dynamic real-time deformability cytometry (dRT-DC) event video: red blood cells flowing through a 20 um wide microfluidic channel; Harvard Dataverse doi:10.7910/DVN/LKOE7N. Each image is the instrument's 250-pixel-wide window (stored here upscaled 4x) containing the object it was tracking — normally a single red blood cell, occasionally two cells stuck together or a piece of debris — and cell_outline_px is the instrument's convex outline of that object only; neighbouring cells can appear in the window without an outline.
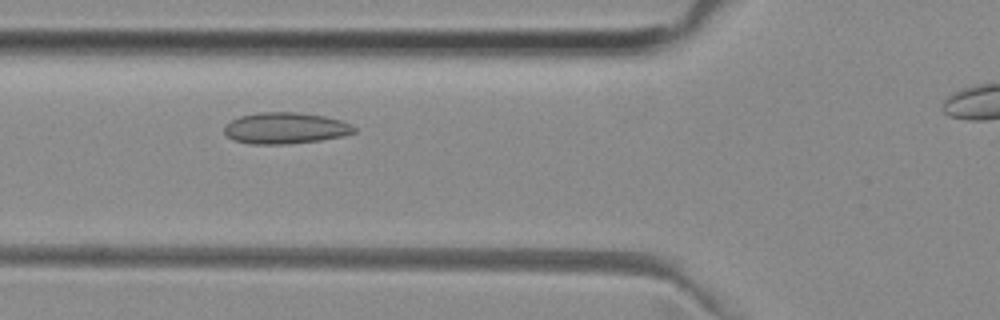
{"species": "common noctule bat (a hibernating species)", "species_latin": "Nyctalus noctula", "temperature_condition": "room temperature", "stored_images_in_passage": 44, "camera_frame_rate_fps": 3000, "um_per_image_px": 0.085, "animal": {"sex": "female", "body_mass_g": 29.2, "forearm_length_mm": 56.3}, "frame": {"image": 1, "passage_image": 17, "time_ms": 5.333, "image_size_px": [1000, 320], "cell_outline_px": [[356, 132], [344, 136], [320, 140], [284, 144], [252, 144], [232, 140], [224, 132], [224, 128], [232, 120], [240, 116], [260, 112], [292, 112], [324, 116], [340, 120], [356, 128]], "centroid_in_image_um": [24.25, 10.9], "position_along_channel_um": 101.6, "area_um2": 23.47}}
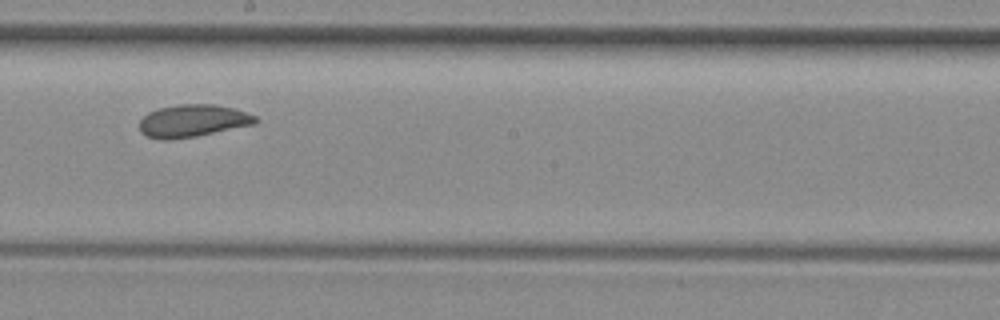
{"frame": {"image": 2, "passage_image": 27, "time_ms": 8.667, "image_size_px": [1000, 320], "cell_outline_px": [[260, 120], [256, 124], [196, 136], [168, 140], [160, 140], [148, 136], [140, 132], [140, 120], [148, 112], [160, 108], [180, 104], [216, 104], [232, 108], [256, 116]], "centroid_in_image_um": [16.39, 10.27], "position_along_channel_um": 231.8, "area_um2": 21.91}}
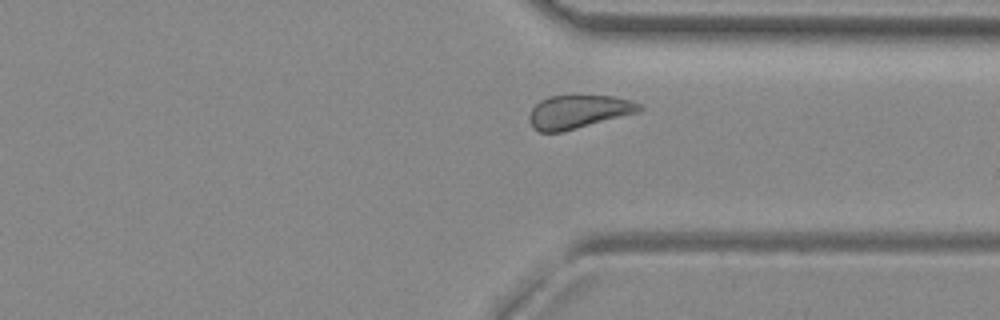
{"frame": {"image": 3, "passage_image": 37, "time_ms": 12.0, "image_size_px": [1000, 320], "cell_outline_px": [[644, 108], [640, 112], [560, 132], [540, 132], [532, 128], [532, 108], [540, 100], [548, 96], [612, 96], [632, 100], [640, 104]], "centroid_in_image_um": [49.22, 9.49], "position_along_channel_um": 362.2, "area_um2": 21.1}, "authors_computed_cell_mechanics": {"area_um2": 21.8773, "velocity_mm_per_s": 3.9154, "shape_relaxation_time_tau1_ms": 7.7999, "shape_relaxation_time_tau2_ms": 1.4086, "deformation_change_tau1": 0.0872, "deformation_change_tau2": 0.0556}}